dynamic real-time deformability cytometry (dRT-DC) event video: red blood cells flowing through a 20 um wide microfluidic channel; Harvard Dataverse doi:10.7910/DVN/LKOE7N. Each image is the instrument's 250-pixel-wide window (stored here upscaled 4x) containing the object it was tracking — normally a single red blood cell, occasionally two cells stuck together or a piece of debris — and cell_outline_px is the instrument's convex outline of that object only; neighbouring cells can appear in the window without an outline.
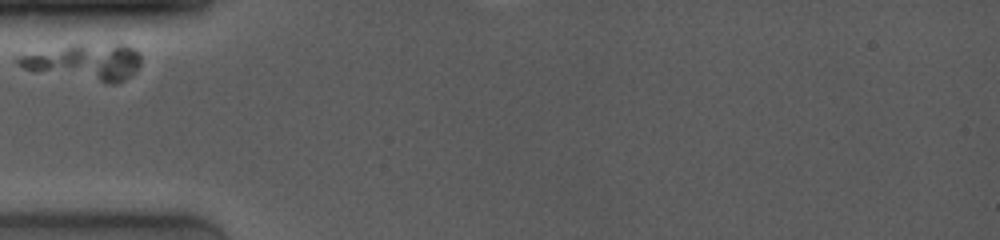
{"species": "common noctule bat (a hibernating species)", "species_latin": "Nyctalus noctula", "temperature_condition": "room temperature", "stored_images_in_passage": 13, "camera_frame_rate_fps": 4000, "um_per_image_px": 0.085, "animal": {"sex": "female", "body_mass_g": 19.0, "forearm_length_mm": 53.3}, "frame": {"image": 1, "passage_image": 1, "time_ms": 0.0, "image_size_px": [1000, 240], "cell_outline_px": [[140, 64], [136, 72], [124, 80], [116, 84], [112, 84], [32, 72], [16, 64], [16, 56], [72, 44], [124, 44], [136, 48], [140, 52]], "centroid_in_image_um": [7.22, 5.28], "position_along_channel_um": 77.8, "area_um2": 26.47}}